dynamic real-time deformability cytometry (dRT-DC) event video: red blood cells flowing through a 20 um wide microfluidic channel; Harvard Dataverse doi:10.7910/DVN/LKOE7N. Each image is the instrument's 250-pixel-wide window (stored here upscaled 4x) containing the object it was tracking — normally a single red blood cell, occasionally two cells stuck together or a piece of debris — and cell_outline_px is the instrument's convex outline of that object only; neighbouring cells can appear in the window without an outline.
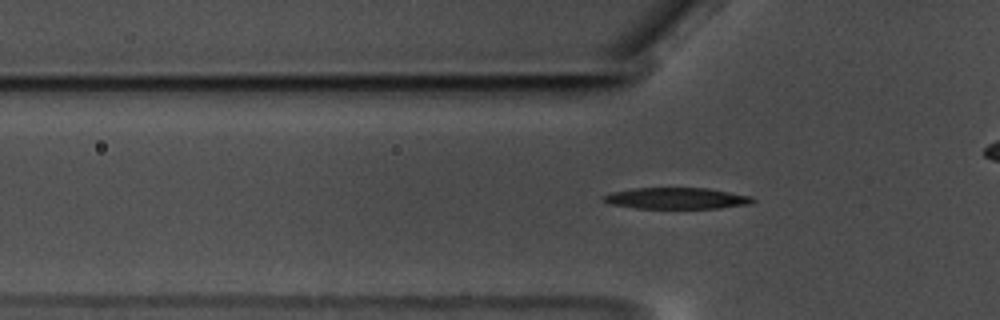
{"species": "common noctule bat (a hibernating species)", "species_latin": "Nyctalus noctula", "temperature_condition": "warm", "stored_images_in_passage": 34, "camera_frame_rate_fps": 3000, "um_per_image_px": 0.085, "animal": {"sex": "male", "body_mass_g": 17.5, "forearm_length_mm": 52.3}, "frame": {"image": 1, "passage_image": 3, "time_ms": 0.667, "image_size_px": [1000, 320], "cell_outline_px": [[756, 200], [752, 204], [720, 208], [636, 208], [612, 204], [604, 200], [600, 196], [612, 192], [632, 188], [708, 188], [752, 196]], "centroid_in_image_um": [57.55, 16.85], "position_along_channel_um": 68.3, "area_um2": 18.55}}
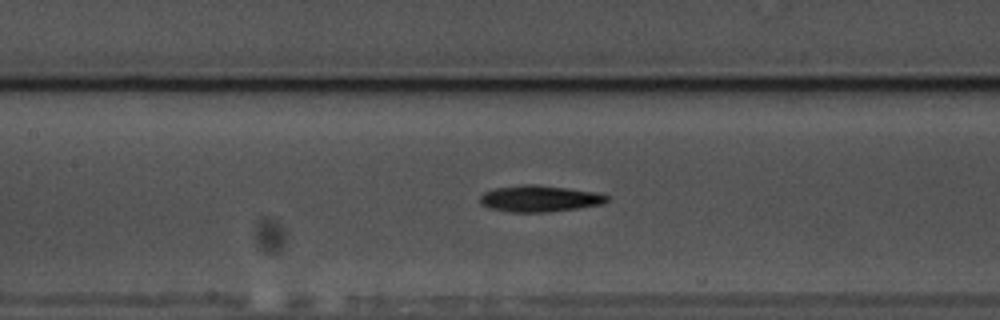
{"frame": {"image": 2, "passage_image": 11, "time_ms": 3.333, "image_size_px": [1000, 320], "cell_outline_px": [[612, 196], [608, 200], [600, 204], [576, 208], [548, 212], [508, 212], [488, 208], [480, 204], [480, 196], [484, 192], [496, 188], [524, 184], [536, 184], [568, 188], [596, 192]], "centroid_in_image_um": [45.84, 16.88], "position_along_channel_um": 161.6, "area_um2": 19.59}}
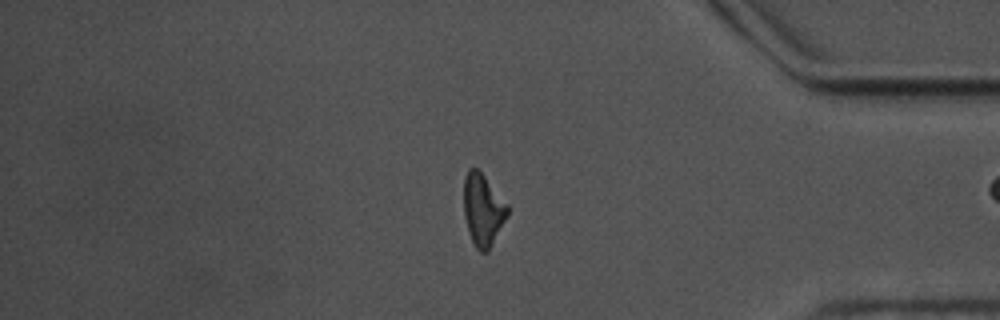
{"frame": {"image": 3, "passage_image": 33, "time_ms": 10.667, "image_size_px": [1000, 320], "cell_outline_px": [[508, 216], [488, 252], [480, 252], [476, 248], [468, 232], [464, 216], [464, 176], [468, 168], [476, 168], [484, 176], [508, 204]], "centroid_in_image_um": [41.05, 17.85], "position_along_channel_um": 394.2, "area_um2": 18.38}}